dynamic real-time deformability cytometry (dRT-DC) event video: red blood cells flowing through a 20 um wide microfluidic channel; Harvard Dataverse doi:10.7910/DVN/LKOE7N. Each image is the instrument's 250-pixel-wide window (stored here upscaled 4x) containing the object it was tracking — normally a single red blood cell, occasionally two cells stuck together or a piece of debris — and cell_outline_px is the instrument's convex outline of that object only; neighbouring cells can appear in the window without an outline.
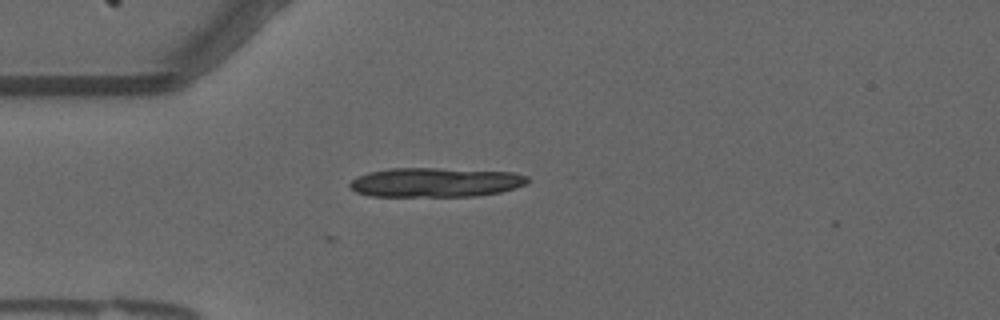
{"species": "common noctule bat (a hibernating species)", "species_latin": "Nyctalus noctula", "temperature_condition": "warm", "stored_images_in_passage": 3, "camera_frame_rate_fps": 3000, "um_per_image_px": 0.085, "animal": {"sex": "male", "forearm_length_mm": 52.5}, "frame": {"image": 1, "passage_image": 3, "time_ms": 0.667, "image_size_px": [1000, 320], "cell_outline_px": [[528, 180], [524, 184], [516, 188], [500, 192], [476, 196], [372, 196], [356, 192], [348, 184], [352, 180], [368, 172], [388, 168], [440, 168], [512, 172], [528, 176]], "centroid_in_image_um": [37.02, 15.49], "position_along_channel_um": 48.0, "area_um2": 30.35}}